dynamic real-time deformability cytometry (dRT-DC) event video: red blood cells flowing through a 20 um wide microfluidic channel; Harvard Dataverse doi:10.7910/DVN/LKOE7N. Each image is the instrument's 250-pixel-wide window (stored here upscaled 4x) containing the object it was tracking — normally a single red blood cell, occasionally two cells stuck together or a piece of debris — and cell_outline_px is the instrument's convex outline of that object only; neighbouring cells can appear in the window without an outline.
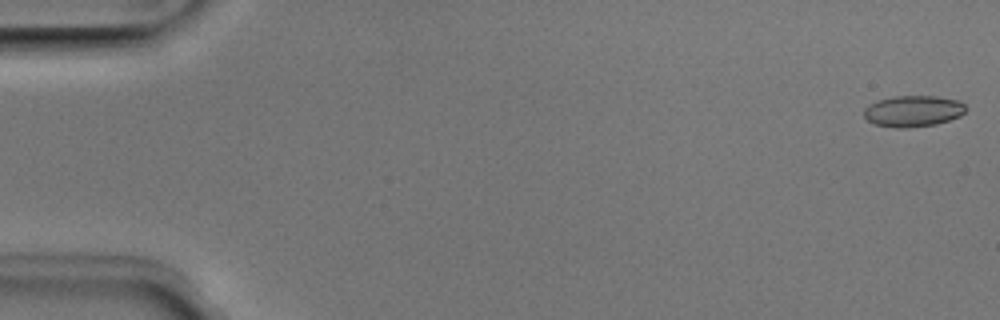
{"species": "Egyptian fruit bat (a non-hibernating species)", "species_latin": "Rousettus aegyptiacus", "temperature_condition": "room temperature", "stored_images_in_passage": 5, "camera_frame_rate_fps": 3000, "um_per_image_px": 0.085, "animal": {"sex": "male"}, "frame": {"image": 1, "passage_image": 1, "time_ms": 0.0, "image_size_px": [1000, 320], "cell_outline_px": [[968, 108], [960, 116], [936, 124], [908, 128], [896, 128], [876, 124], [868, 120], [864, 116], [864, 108], [868, 104], [892, 96], [936, 96], [960, 100]], "centroid_in_image_um": [77.63, 9.44], "position_along_channel_um": 7.4, "area_um2": 18.61}}
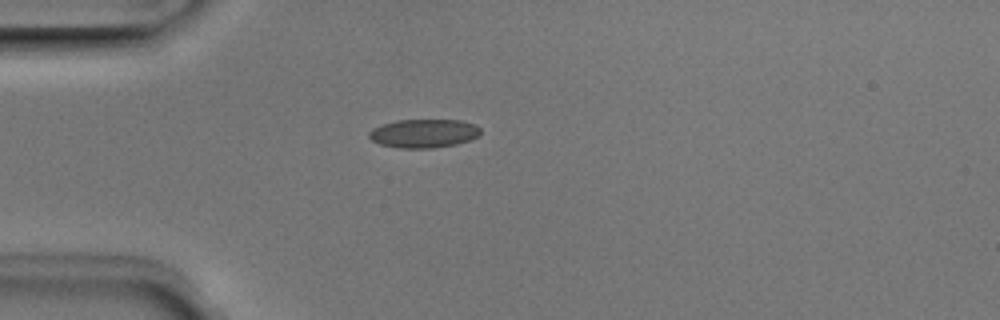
{"frame": {"image": 2, "passage_image": 5, "time_ms": 1.333, "image_size_px": [1000, 320], "cell_outline_px": [[480, 132], [476, 136], [468, 140], [456, 144], [432, 148], [400, 148], [380, 144], [372, 140], [368, 136], [368, 132], [372, 128], [396, 120], [460, 120], [476, 124], [480, 128]], "centroid_in_image_um": [36.0, 11.33], "position_along_channel_um": 49.0, "area_um2": 18.5}}